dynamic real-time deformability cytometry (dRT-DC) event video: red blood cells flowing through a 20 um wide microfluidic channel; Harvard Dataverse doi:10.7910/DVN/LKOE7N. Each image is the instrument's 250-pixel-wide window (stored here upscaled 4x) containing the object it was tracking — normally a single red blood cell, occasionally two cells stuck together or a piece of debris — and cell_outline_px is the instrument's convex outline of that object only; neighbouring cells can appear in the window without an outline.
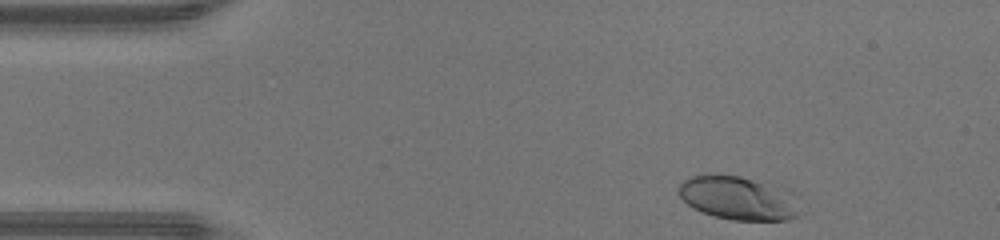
{"species": "human", "species_latin": "Homo sapiens", "temperature_condition": "warm", "stored_images_in_passage": 33, "camera_frame_rate_fps": 3000, "um_per_image_px": 0.085, "donor": {"sex": "male"}, "frame": {"image": 1, "passage_image": 1, "time_ms": 0.0, "image_size_px": [1000, 240], "cell_outline_px": [[804, 212], [788, 220], [732, 220], [712, 216], [692, 208], [680, 196], [680, 184], [688, 176], [708, 172], [716, 172], [740, 176], [772, 184], [800, 192]], "centroid_in_image_um": [62.89, 16.81], "position_along_channel_um": 22.1, "area_um2": 32.48}}
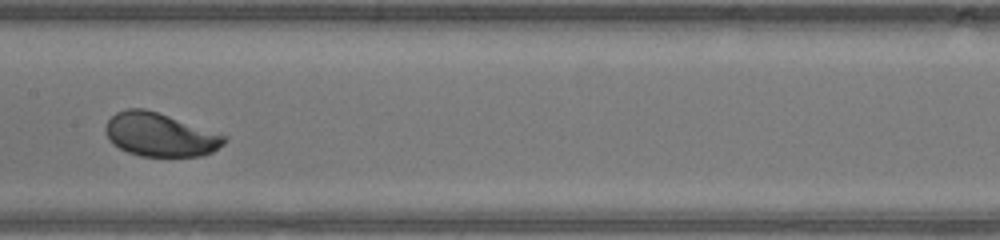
{"frame": {"image": 2, "passage_image": 18, "time_ms": 5.667, "image_size_px": [1000, 240], "cell_outline_px": [[228, 140], [224, 144], [212, 152], [204, 156], [140, 156], [128, 152], [112, 144], [108, 140], [104, 128], [108, 120], [116, 112], [128, 108], [144, 108], [228, 136]], "centroid_in_image_um": [13.59, 11.46], "position_along_channel_um": 193.8, "area_um2": 30.06}}
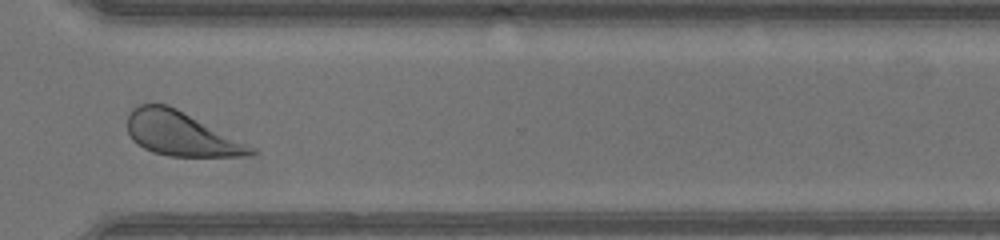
{"frame": {"image": 3, "passage_image": 29, "time_ms": 9.333, "image_size_px": [1000, 240], "cell_outline_px": [[256, 152], [244, 156], [168, 156], [152, 152], [144, 148], [132, 140], [128, 132], [128, 112], [132, 108], [140, 104], [168, 104], [256, 148]], "centroid_in_image_um": [15.34, 11.37], "position_along_channel_um": 355.3, "area_um2": 31.44}, "authors_computed_cell_mechanics": {"area_um2": 30.2294, "velocity_mm_per_s": 4.4164, "shape_relaxation_time_tau1_ms": 1.4969, "shape_relaxation_time_tau2_ms": null, "deformation_change_tau1": 0.121, "deformation_change_tau2": null}}